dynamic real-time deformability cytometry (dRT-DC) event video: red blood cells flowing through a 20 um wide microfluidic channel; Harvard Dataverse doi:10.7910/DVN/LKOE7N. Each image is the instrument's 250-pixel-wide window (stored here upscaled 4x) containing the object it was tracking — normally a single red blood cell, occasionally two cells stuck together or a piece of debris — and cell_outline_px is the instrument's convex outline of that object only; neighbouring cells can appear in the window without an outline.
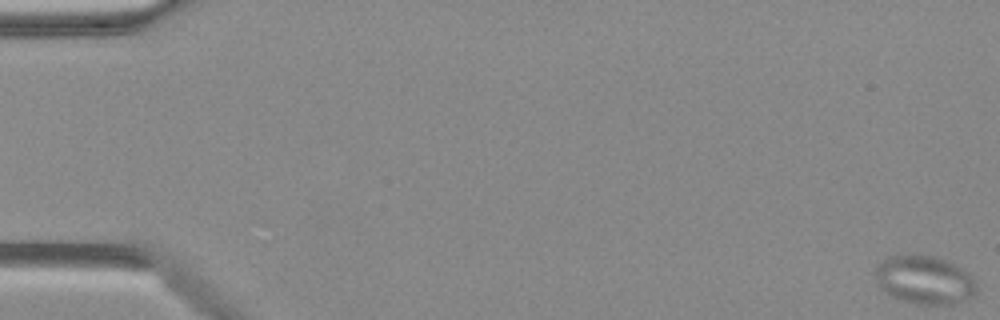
{"species": "Egyptian fruit bat (a non-hibernating species)", "species_latin": "Rousettus aegyptiacus", "temperature_condition": "warm", "stored_images_in_passage": 50, "segment_of_instrument_passage": [1, 2], "camera_frame_rate_fps": 3000, "um_per_image_px": 0.085, "animal": {"sex": "female"}, "frame": {"image": 1, "passage_image": 1, "time_ms": 0.0, "image_size_px": [1000, 320], "cell_outline_px": [[976, 292], [972, 296], [964, 300], [952, 304], [920, 304], [904, 300], [892, 296], [884, 292], [880, 288], [876, 276], [876, 264], [892, 256], [936, 256], [968, 272], [972, 276], [976, 284]], "centroid_in_image_um": [78.59, 23.81], "position_along_channel_um": 6.4, "area_um2": 27.98}}
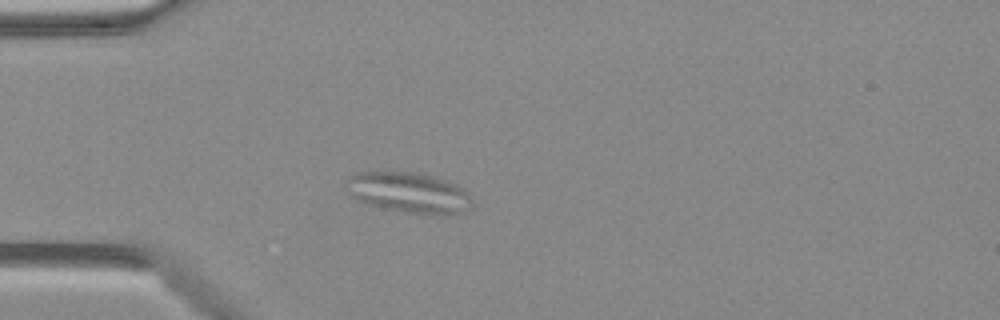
{"frame": {"image": 2, "passage_image": 15, "time_ms": 4.667, "image_size_px": [1000, 320], "cell_outline_px": [[472, 208], [460, 212], [444, 216], [408, 212], [384, 208], [364, 204], [348, 196], [344, 184], [344, 180], [348, 176], [356, 172], [412, 172], [444, 180], [456, 184], [464, 188], [468, 192], [472, 200]], "centroid_in_image_um": [34.69, 16.38], "position_along_channel_um": 50.3, "area_um2": 30.23}}